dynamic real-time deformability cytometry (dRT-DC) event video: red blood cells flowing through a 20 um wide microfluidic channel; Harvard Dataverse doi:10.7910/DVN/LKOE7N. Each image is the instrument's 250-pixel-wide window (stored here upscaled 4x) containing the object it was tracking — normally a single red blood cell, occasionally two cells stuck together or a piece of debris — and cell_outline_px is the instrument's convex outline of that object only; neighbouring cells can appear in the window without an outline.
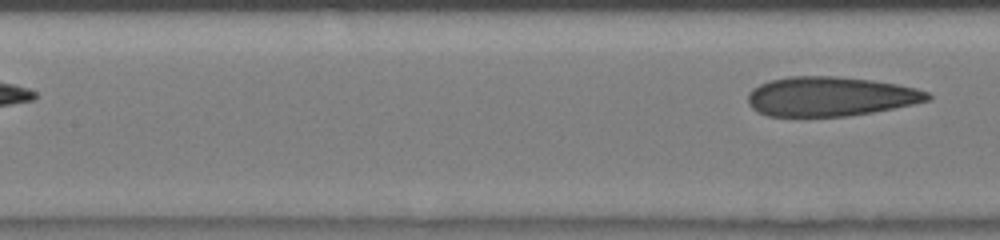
{"species": "human", "species_latin": "Homo sapiens", "temperature_condition": "room temperature", "stored_images_in_passage": 7, "segment_of_instrument_passage": [2, 2], "camera_frame_rate_fps": 3000, "um_per_image_px": 0.085, "donor": {"sex": "male"}, "frame": {"image": 1, "passage_image": 7, "time_ms": 4.333, "image_size_px": [1000, 240], "cell_outline_px": [[932, 100], [872, 112], [848, 116], [768, 116], [752, 108], [748, 104], [748, 92], [752, 88], [760, 84], [772, 80], [788, 76], [836, 76], [872, 80], [896, 84], [916, 88], [928, 92], [932, 96]], "centroid_in_image_um": [70.57, 8.19], "position_along_channel_um": 136.8, "area_um2": 41.27}}